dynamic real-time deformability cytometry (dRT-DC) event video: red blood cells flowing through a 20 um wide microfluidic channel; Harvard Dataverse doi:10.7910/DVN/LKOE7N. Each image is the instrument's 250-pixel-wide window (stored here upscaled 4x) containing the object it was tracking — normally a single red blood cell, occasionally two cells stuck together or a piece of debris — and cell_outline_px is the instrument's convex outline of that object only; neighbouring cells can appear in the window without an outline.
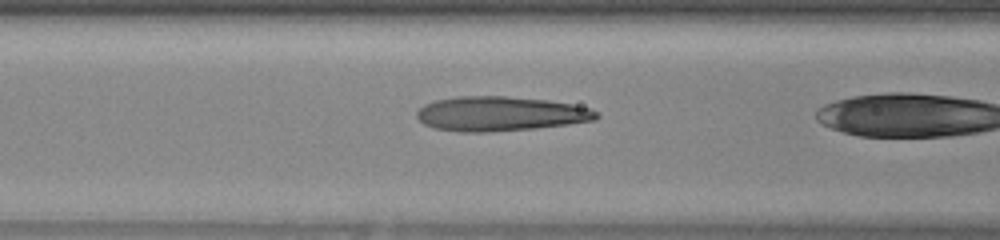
{"species": "human", "species_latin": "Homo sapiens", "temperature_condition": "warm", "stored_images_in_passage": 33, "camera_frame_rate_fps": 3000, "um_per_image_px": 0.085, "donor": {"sex": "female"}, "frame": {"image": 1, "passage_image": 19, "time_ms": 6.0, "image_size_px": [1000, 240], "cell_outline_px": [[600, 116], [596, 120], [568, 124], [536, 128], [488, 132], [460, 132], [432, 128], [424, 124], [416, 116], [416, 112], [424, 104], [436, 100], [460, 96], [504, 96], [548, 100], [572, 104], [592, 108]], "centroid_in_image_um": [42.52, 9.67], "position_along_channel_um": 124.1, "area_um2": 36.3}}
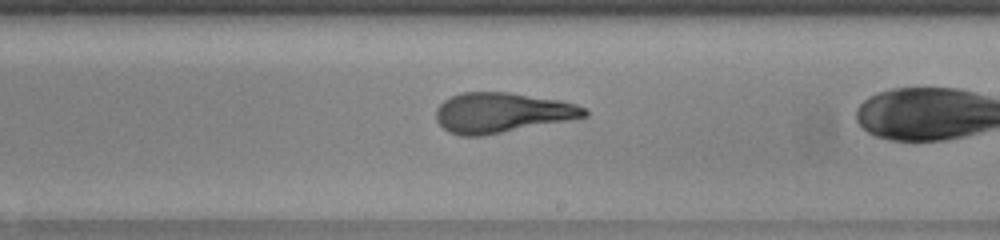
{"frame": {"image": 2, "passage_image": 28, "time_ms": 9.0, "image_size_px": [1000, 240], "cell_outline_px": [[588, 116], [568, 120], [484, 136], [460, 136], [448, 132], [436, 120], [436, 108], [444, 100], [460, 92], [508, 92], [560, 100], [576, 104], [584, 108], [588, 112]], "centroid_in_image_um": [42.63, 9.58], "position_along_channel_um": 246.4, "area_um2": 34.68}}